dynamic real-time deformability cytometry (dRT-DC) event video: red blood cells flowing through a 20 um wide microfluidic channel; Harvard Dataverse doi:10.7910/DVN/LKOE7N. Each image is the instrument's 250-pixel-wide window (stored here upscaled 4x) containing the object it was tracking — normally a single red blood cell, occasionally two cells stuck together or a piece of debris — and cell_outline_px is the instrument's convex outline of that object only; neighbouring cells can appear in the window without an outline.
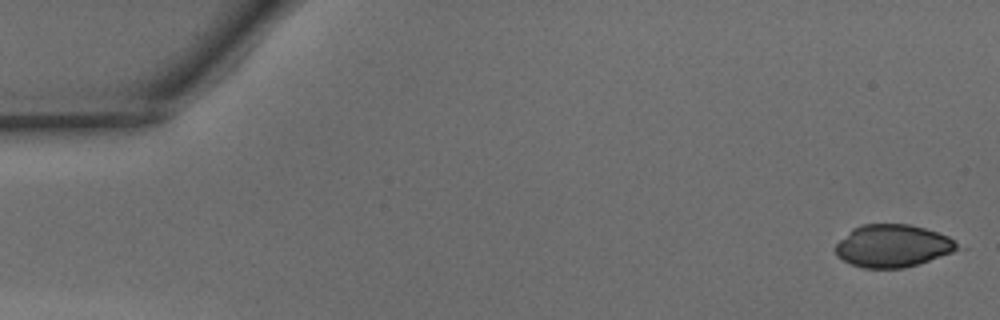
{"species": "common noctule bat (a hibernating species)", "species_latin": "Nyctalus noctula", "temperature_condition": "warm", "stored_images_in_passage": 13, "camera_frame_rate_fps": 3000, "um_per_image_px": 0.085, "animal": {"sex": "male", "body_mass_g": 15.6}, "frame": {"image": 1, "passage_image": 1, "time_ms": 0.0, "image_size_px": [1000, 320], "cell_outline_px": [[968, 248], [904, 268], [864, 268], [852, 264], [836, 256], [836, 244], [852, 228], [860, 224], [908, 224], [924, 228], [948, 236], [956, 240]], "centroid_in_image_um": [75.96, 20.89], "position_along_channel_um": 9.0, "area_um2": 30.58}}
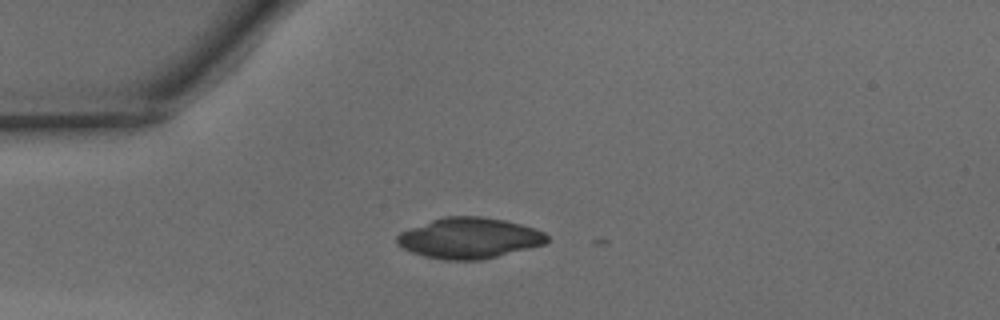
{"frame": {"image": 2, "passage_image": 12, "time_ms": 3.667, "image_size_px": [1000, 320], "cell_outline_px": [[548, 240], [544, 244], [480, 260], [444, 260], [424, 256], [412, 252], [396, 244], [396, 236], [400, 232], [432, 220], [444, 216], [480, 216], [504, 220], [520, 224], [544, 232], [548, 236]], "centroid_in_image_um": [39.85, 20.23], "position_along_channel_um": 45.1, "area_um2": 35.26}}